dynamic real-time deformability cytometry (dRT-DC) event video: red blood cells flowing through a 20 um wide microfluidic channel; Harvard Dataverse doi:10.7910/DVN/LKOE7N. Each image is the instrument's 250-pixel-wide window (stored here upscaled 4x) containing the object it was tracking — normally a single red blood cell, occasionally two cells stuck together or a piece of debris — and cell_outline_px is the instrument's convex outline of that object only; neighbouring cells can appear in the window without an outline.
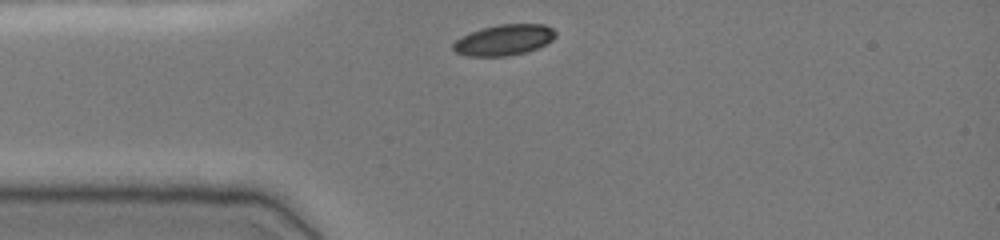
{"species": "common noctule bat (a hibernating species)", "species_latin": "Nyctalus noctula", "temperature_condition": "cold", "stored_images_in_passage": 31, "camera_frame_rate_fps": 3000, "um_per_image_px": 0.085, "animal": {"sex": "female", "body_mass_g": 19.0, "forearm_length_mm": 51.5}, "frame": {"image": 1, "passage_image": 1, "time_ms": 0.0, "image_size_px": [1000, 240], "cell_outline_px": [[556, 36], [552, 40], [536, 48], [524, 52], [504, 56], [468, 56], [456, 52], [452, 48], [452, 44], [456, 40], [480, 28], [500, 24], [544, 24], [552, 28], [556, 32]], "centroid_in_image_um": [42.84, 3.39], "position_along_channel_um": 42.2, "area_um2": 18.15}}
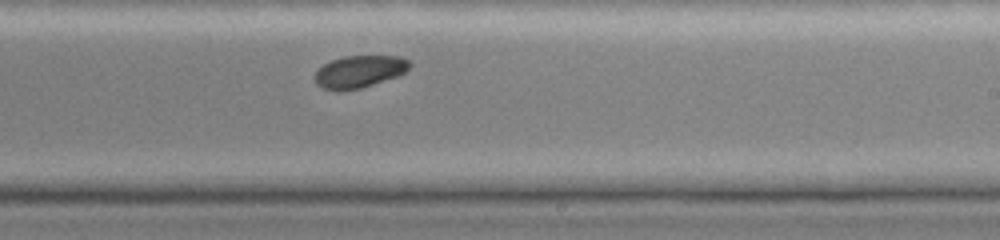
{"frame": {"image": 2, "passage_image": 19, "time_ms": 6.0, "image_size_px": [1000, 240], "cell_outline_px": [[412, 64], [404, 72], [396, 76], [360, 88], [324, 88], [316, 84], [316, 72], [324, 64], [332, 60], [344, 56], [400, 56], [408, 60]], "centroid_in_image_um": [30.59, 6.04], "position_along_channel_um": 258.4, "area_um2": 17.05}}
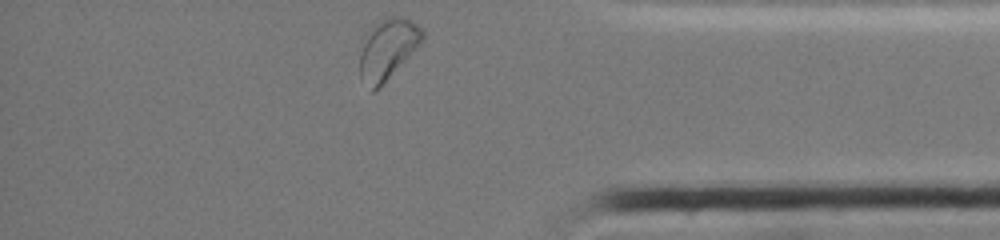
{"frame": {"image": 3, "passage_image": 31, "time_ms": 10.0, "image_size_px": [1000, 240], "cell_outline_px": [[424, 36], [420, 44], [380, 88], [372, 92], [360, 80], [360, 52], [368, 36], [376, 24], [380, 20], [392, 16], [400, 16], [412, 20], [424, 32]], "centroid_in_image_um": [32.96, 4.22], "position_along_channel_um": 402.2, "area_um2": 21.68}, "authors_computed_cell_mechanics": {"area_um2": 18.6694, "velocity_mm_per_s": 3.8398, "shape_relaxation_time_tau1_ms": 2.4583, "shape_relaxation_time_tau2_ms": null, "deformation_change_tau1": 0.0726, "deformation_change_tau2": null}}